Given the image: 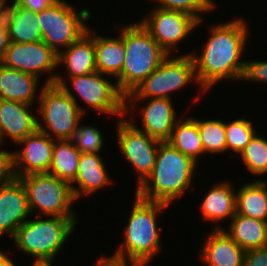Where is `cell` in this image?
<instances>
[{"instance_id": "6da1fadb", "label": "cell", "mask_w": 267, "mask_h": 266, "mask_svg": "<svg viewBox=\"0 0 267 266\" xmlns=\"http://www.w3.org/2000/svg\"><path fill=\"white\" fill-rule=\"evenodd\" d=\"M247 24L243 19L214 25L201 55L190 54L202 91H209L221 80L241 78L245 61H241L247 39Z\"/></svg>"}, {"instance_id": "7a4b0ae2", "label": "cell", "mask_w": 267, "mask_h": 266, "mask_svg": "<svg viewBox=\"0 0 267 266\" xmlns=\"http://www.w3.org/2000/svg\"><path fill=\"white\" fill-rule=\"evenodd\" d=\"M196 164L169 142H160L152 172L138 186L135 195L148 201L170 205L192 184Z\"/></svg>"}, {"instance_id": "3957f363", "label": "cell", "mask_w": 267, "mask_h": 266, "mask_svg": "<svg viewBox=\"0 0 267 266\" xmlns=\"http://www.w3.org/2000/svg\"><path fill=\"white\" fill-rule=\"evenodd\" d=\"M133 206L124 231V243L109 257L145 266L161 251L160 231L156 225V215L168 205L148 201L136 195Z\"/></svg>"}, {"instance_id": "277c9868", "label": "cell", "mask_w": 267, "mask_h": 266, "mask_svg": "<svg viewBox=\"0 0 267 266\" xmlns=\"http://www.w3.org/2000/svg\"><path fill=\"white\" fill-rule=\"evenodd\" d=\"M56 74H51L41 91L39 90L37 112L42 120H37V130L52 139L68 140L82 116H85L84 109L77 103L64 80L65 77Z\"/></svg>"}, {"instance_id": "5b68a950", "label": "cell", "mask_w": 267, "mask_h": 266, "mask_svg": "<svg viewBox=\"0 0 267 266\" xmlns=\"http://www.w3.org/2000/svg\"><path fill=\"white\" fill-rule=\"evenodd\" d=\"M125 62L116 79L119 91L126 96L147 78L169 54L139 22L124 27ZM118 80V81H117Z\"/></svg>"}, {"instance_id": "8992f818", "label": "cell", "mask_w": 267, "mask_h": 266, "mask_svg": "<svg viewBox=\"0 0 267 266\" xmlns=\"http://www.w3.org/2000/svg\"><path fill=\"white\" fill-rule=\"evenodd\" d=\"M36 220L25 221L12 237L18 249L36 257L35 263H52L55 256L72 234L77 218L50 217L42 218L37 213ZM42 218V219H41Z\"/></svg>"}, {"instance_id": "52a82bcc", "label": "cell", "mask_w": 267, "mask_h": 266, "mask_svg": "<svg viewBox=\"0 0 267 266\" xmlns=\"http://www.w3.org/2000/svg\"><path fill=\"white\" fill-rule=\"evenodd\" d=\"M197 82L194 61L190 54L174 57L170 55L136 88L125 96V114L130 110L128 102L149 98H170L174 91L183 89L190 81ZM128 101V102H127Z\"/></svg>"}, {"instance_id": "ba28073f", "label": "cell", "mask_w": 267, "mask_h": 266, "mask_svg": "<svg viewBox=\"0 0 267 266\" xmlns=\"http://www.w3.org/2000/svg\"><path fill=\"white\" fill-rule=\"evenodd\" d=\"M18 179L26 191L31 213L37 209L45 214L44 218H76L71 208L75 198L70 183L48 173L29 174Z\"/></svg>"}, {"instance_id": "9c48e42d", "label": "cell", "mask_w": 267, "mask_h": 266, "mask_svg": "<svg viewBox=\"0 0 267 266\" xmlns=\"http://www.w3.org/2000/svg\"><path fill=\"white\" fill-rule=\"evenodd\" d=\"M76 11L71 4L57 0L37 13L42 41L57 54L60 47L66 49L88 30L84 21L90 18L91 13L87 9Z\"/></svg>"}, {"instance_id": "30bf717a", "label": "cell", "mask_w": 267, "mask_h": 266, "mask_svg": "<svg viewBox=\"0 0 267 266\" xmlns=\"http://www.w3.org/2000/svg\"><path fill=\"white\" fill-rule=\"evenodd\" d=\"M117 126L119 149L138 174L140 186L152 172L160 141L138 130L130 121L120 118Z\"/></svg>"}, {"instance_id": "8fae6325", "label": "cell", "mask_w": 267, "mask_h": 266, "mask_svg": "<svg viewBox=\"0 0 267 266\" xmlns=\"http://www.w3.org/2000/svg\"><path fill=\"white\" fill-rule=\"evenodd\" d=\"M148 15L140 23L169 55L202 22L187 13L159 7Z\"/></svg>"}, {"instance_id": "7c38bea8", "label": "cell", "mask_w": 267, "mask_h": 266, "mask_svg": "<svg viewBox=\"0 0 267 266\" xmlns=\"http://www.w3.org/2000/svg\"><path fill=\"white\" fill-rule=\"evenodd\" d=\"M100 72H92L84 76L69 77L75 93L89 107L108 115H125V96L119 91L116 83L103 77Z\"/></svg>"}, {"instance_id": "4fadbf2b", "label": "cell", "mask_w": 267, "mask_h": 266, "mask_svg": "<svg viewBox=\"0 0 267 266\" xmlns=\"http://www.w3.org/2000/svg\"><path fill=\"white\" fill-rule=\"evenodd\" d=\"M57 60L58 54L43 41L10 42L1 64L40 77L39 73H51L50 71L56 69L58 67Z\"/></svg>"}, {"instance_id": "5bb4252c", "label": "cell", "mask_w": 267, "mask_h": 266, "mask_svg": "<svg viewBox=\"0 0 267 266\" xmlns=\"http://www.w3.org/2000/svg\"><path fill=\"white\" fill-rule=\"evenodd\" d=\"M17 143L25 145L22 150L14 151V170L17 178L29 174L48 173L52 164L55 139L36 130Z\"/></svg>"}, {"instance_id": "9a60e30c", "label": "cell", "mask_w": 267, "mask_h": 266, "mask_svg": "<svg viewBox=\"0 0 267 266\" xmlns=\"http://www.w3.org/2000/svg\"><path fill=\"white\" fill-rule=\"evenodd\" d=\"M31 214L26 191L22 182L15 180L0 185V236L8 233L14 236L16 230Z\"/></svg>"}, {"instance_id": "2e32d148", "label": "cell", "mask_w": 267, "mask_h": 266, "mask_svg": "<svg viewBox=\"0 0 267 266\" xmlns=\"http://www.w3.org/2000/svg\"><path fill=\"white\" fill-rule=\"evenodd\" d=\"M33 105L0 99V145L4 136L17 143L37 130V115L29 110ZM30 107V108H29Z\"/></svg>"}, {"instance_id": "e0dca14e", "label": "cell", "mask_w": 267, "mask_h": 266, "mask_svg": "<svg viewBox=\"0 0 267 266\" xmlns=\"http://www.w3.org/2000/svg\"><path fill=\"white\" fill-rule=\"evenodd\" d=\"M170 99L152 98L149 100L141 110L143 128L134 126L160 142L168 141L178 121L174 104Z\"/></svg>"}, {"instance_id": "ac0fdd59", "label": "cell", "mask_w": 267, "mask_h": 266, "mask_svg": "<svg viewBox=\"0 0 267 266\" xmlns=\"http://www.w3.org/2000/svg\"><path fill=\"white\" fill-rule=\"evenodd\" d=\"M201 258L209 266H244L246 251L236 244L220 225L207 235Z\"/></svg>"}, {"instance_id": "d6986e66", "label": "cell", "mask_w": 267, "mask_h": 266, "mask_svg": "<svg viewBox=\"0 0 267 266\" xmlns=\"http://www.w3.org/2000/svg\"><path fill=\"white\" fill-rule=\"evenodd\" d=\"M91 31L88 28L78 40L58 53V66L63 63L69 77L84 76L96 71L94 35L97 34L94 30Z\"/></svg>"}, {"instance_id": "ffe728a7", "label": "cell", "mask_w": 267, "mask_h": 266, "mask_svg": "<svg viewBox=\"0 0 267 266\" xmlns=\"http://www.w3.org/2000/svg\"><path fill=\"white\" fill-rule=\"evenodd\" d=\"M102 160L100 153H81L76 177L70 183L75 200L112 183ZM74 183L78 184V187L74 186Z\"/></svg>"}, {"instance_id": "44dd1931", "label": "cell", "mask_w": 267, "mask_h": 266, "mask_svg": "<svg viewBox=\"0 0 267 266\" xmlns=\"http://www.w3.org/2000/svg\"><path fill=\"white\" fill-rule=\"evenodd\" d=\"M3 8L2 21L6 24L10 42L33 43L42 41L36 12L18 6L14 1Z\"/></svg>"}, {"instance_id": "7402d4cb", "label": "cell", "mask_w": 267, "mask_h": 266, "mask_svg": "<svg viewBox=\"0 0 267 266\" xmlns=\"http://www.w3.org/2000/svg\"><path fill=\"white\" fill-rule=\"evenodd\" d=\"M40 77L0 64V99L34 105Z\"/></svg>"}, {"instance_id": "603a6c76", "label": "cell", "mask_w": 267, "mask_h": 266, "mask_svg": "<svg viewBox=\"0 0 267 266\" xmlns=\"http://www.w3.org/2000/svg\"><path fill=\"white\" fill-rule=\"evenodd\" d=\"M230 184L227 181L220 182L207 192L200 204L204 220L218 223L236 214V192Z\"/></svg>"}, {"instance_id": "cb8c5ba5", "label": "cell", "mask_w": 267, "mask_h": 266, "mask_svg": "<svg viewBox=\"0 0 267 266\" xmlns=\"http://www.w3.org/2000/svg\"><path fill=\"white\" fill-rule=\"evenodd\" d=\"M226 234L245 251L267 247V222L235 214Z\"/></svg>"}, {"instance_id": "d4e9b609", "label": "cell", "mask_w": 267, "mask_h": 266, "mask_svg": "<svg viewBox=\"0 0 267 266\" xmlns=\"http://www.w3.org/2000/svg\"><path fill=\"white\" fill-rule=\"evenodd\" d=\"M117 38L95 36L96 71L111 77L121 74L125 62L124 28Z\"/></svg>"}, {"instance_id": "484cf974", "label": "cell", "mask_w": 267, "mask_h": 266, "mask_svg": "<svg viewBox=\"0 0 267 266\" xmlns=\"http://www.w3.org/2000/svg\"><path fill=\"white\" fill-rule=\"evenodd\" d=\"M236 213L267 222V181L244 184L236 193Z\"/></svg>"}, {"instance_id": "4316f807", "label": "cell", "mask_w": 267, "mask_h": 266, "mask_svg": "<svg viewBox=\"0 0 267 266\" xmlns=\"http://www.w3.org/2000/svg\"><path fill=\"white\" fill-rule=\"evenodd\" d=\"M183 120V121H182ZM185 156L197 162L198 155L204 154L200 133L197 126V118L185 117V120L176 121L171 137L167 141ZM197 159V160H196Z\"/></svg>"}, {"instance_id": "83f0119b", "label": "cell", "mask_w": 267, "mask_h": 266, "mask_svg": "<svg viewBox=\"0 0 267 266\" xmlns=\"http://www.w3.org/2000/svg\"><path fill=\"white\" fill-rule=\"evenodd\" d=\"M80 151L68 140H56L48 174L71 183L77 174Z\"/></svg>"}, {"instance_id": "f1b7e54d", "label": "cell", "mask_w": 267, "mask_h": 266, "mask_svg": "<svg viewBox=\"0 0 267 266\" xmlns=\"http://www.w3.org/2000/svg\"><path fill=\"white\" fill-rule=\"evenodd\" d=\"M197 126L200 133L204 154L222 153L227 151L225 122L220 120H198Z\"/></svg>"}, {"instance_id": "f546056e", "label": "cell", "mask_w": 267, "mask_h": 266, "mask_svg": "<svg viewBox=\"0 0 267 266\" xmlns=\"http://www.w3.org/2000/svg\"><path fill=\"white\" fill-rule=\"evenodd\" d=\"M239 155L250 173L257 176L267 174V140L265 138L255 133Z\"/></svg>"}, {"instance_id": "4dcf8cb0", "label": "cell", "mask_w": 267, "mask_h": 266, "mask_svg": "<svg viewBox=\"0 0 267 266\" xmlns=\"http://www.w3.org/2000/svg\"><path fill=\"white\" fill-rule=\"evenodd\" d=\"M225 133L227 150L239 154L250 142L255 130L250 120L239 118L225 123Z\"/></svg>"}, {"instance_id": "1f68e13d", "label": "cell", "mask_w": 267, "mask_h": 266, "mask_svg": "<svg viewBox=\"0 0 267 266\" xmlns=\"http://www.w3.org/2000/svg\"><path fill=\"white\" fill-rule=\"evenodd\" d=\"M68 141L72 143L80 153L98 154L103 147L101 131L94 126L79 125L72 132Z\"/></svg>"}, {"instance_id": "d6a6232c", "label": "cell", "mask_w": 267, "mask_h": 266, "mask_svg": "<svg viewBox=\"0 0 267 266\" xmlns=\"http://www.w3.org/2000/svg\"><path fill=\"white\" fill-rule=\"evenodd\" d=\"M159 8L166 10L181 11L193 16L197 21H202L201 13L215 8L212 0H156Z\"/></svg>"}, {"instance_id": "836d02e7", "label": "cell", "mask_w": 267, "mask_h": 266, "mask_svg": "<svg viewBox=\"0 0 267 266\" xmlns=\"http://www.w3.org/2000/svg\"><path fill=\"white\" fill-rule=\"evenodd\" d=\"M241 80L267 83V61H245Z\"/></svg>"}, {"instance_id": "e575fe53", "label": "cell", "mask_w": 267, "mask_h": 266, "mask_svg": "<svg viewBox=\"0 0 267 266\" xmlns=\"http://www.w3.org/2000/svg\"><path fill=\"white\" fill-rule=\"evenodd\" d=\"M14 152L0 151V185L15 180Z\"/></svg>"}, {"instance_id": "d590c367", "label": "cell", "mask_w": 267, "mask_h": 266, "mask_svg": "<svg viewBox=\"0 0 267 266\" xmlns=\"http://www.w3.org/2000/svg\"><path fill=\"white\" fill-rule=\"evenodd\" d=\"M244 266H267V247L246 251Z\"/></svg>"}, {"instance_id": "8d00e7d4", "label": "cell", "mask_w": 267, "mask_h": 266, "mask_svg": "<svg viewBox=\"0 0 267 266\" xmlns=\"http://www.w3.org/2000/svg\"><path fill=\"white\" fill-rule=\"evenodd\" d=\"M12 1H14L20 7L38 13L53 5L57 0H12Z\"/></svg>"}, {"instance_id": "74e56055", "label": "cell", "mask_w": 267, "mask_h": 266, "mask_svg": "<svg viewBox=\"0 0 267 266\" xmlns=\"http://www.w3.org/2000/svg\"><path fill=\"white\" fill-rule=\"evenodd\" d=\"M9 44H10V39L8 36L6 24L3 21H1L0 22V64L2 63L5 51L9 47Z\"/></svg>"}, {"instance_id": "f35d334b", "label": "cell", "mask_w": 267, "mask_h": 266, "mask_svg": "<svg viewBox=\"0 0 267 266\" xmlns=\"http://www.w3.org/2000/svg\"><path fill=\"white\" fill-rule=\"evenodd\" d=\"M128 262L125 261H118L115 259H112L108 256L102 255V266H143L136 262H130V264H127Z\"/></svg>"}, {"instance_id": "ab89813d", "label": "cell", "mask_w": 267, "mask_h": 266, "mask_svg": "<svg viewBox=\"0 0 267 266\" xmlns=\"http://www.w3.org/2000/svg\"><path fill=\"white\" fill-rule=\"evenodd\" d=\"M10 259L11 257H8V253L0 250V266H15V263Z\"/></svg>"}, {"instance_id": "60d3db41", "label": "cell", "mask_w": 267, "mask_h": 266, "mask_svg": "<svg viewBox=\"0 0 267 266\" xmlns=\"http://www.w3.org/2000/svg\"><path fill=\"white\" fill-rule=\"evenodd\" d=\"M6 1H9V0H0V22L2 21V18H3V8H4Z\"/></svg>"}, {"instance_id": "b9f144b4", "label": "cell", "mask_w": 267, "mask_h": 266, "mask_svg": "<svg viewBox=\"0 0 267 266\" xmlns=\"http://www.w3.org/2000/svg\"><path fill=\"white\" fill-rule=\"evenodd\" d=\"M32 266H52V263H33Z\"/></svg>"}, {"instance_id": "7bdbcfd3", "label": "cell", "mask_w": 267, "mask_h": 266, "mask_svg": "<svg viewBox=\"0 0 267 266\" xmlns=\"http://www.w3.org/2000/svg\"><path fill=\"white\" fill-rule=\"evenodd\" d=\"M94 266H102V257L98 259L97 264H95Z\"/></svg>"}]
</instances>
